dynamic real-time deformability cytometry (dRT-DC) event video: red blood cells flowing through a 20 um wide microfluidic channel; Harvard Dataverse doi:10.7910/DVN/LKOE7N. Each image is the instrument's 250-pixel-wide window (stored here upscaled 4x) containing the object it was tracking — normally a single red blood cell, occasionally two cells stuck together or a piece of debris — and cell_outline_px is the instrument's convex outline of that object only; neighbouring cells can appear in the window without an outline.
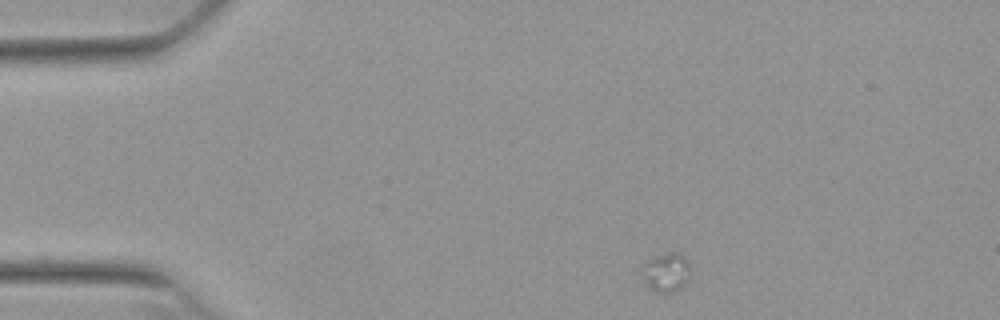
{"species": "Egyptian fruit bat (a non-hibernating species)", "species_latin": "Rousettus aegyptiacus", "temperature_condition": "warm", "stored_images_in_passage": 17, "camera_frame_rate_fps": 3000, "um_per_image_px": 0.085, "animal": {"sex": "female"}, "frame": {"image": 1, "passage_image": 1, "time_ms": 0.0, "image_size_px": [1000, 320], "cell_outline_px": [[688, 268], [684, 288], [676, 292], [656, 292], [644, 280], [640, 272], [640, 268], [644, 260], [652, 256], [668, 252], [680, 252], [688, 260]], "centroid_in_image_um": [56.57, 23.11], "position_along_channel_um": 28.4, "area_um2": 11.21}}